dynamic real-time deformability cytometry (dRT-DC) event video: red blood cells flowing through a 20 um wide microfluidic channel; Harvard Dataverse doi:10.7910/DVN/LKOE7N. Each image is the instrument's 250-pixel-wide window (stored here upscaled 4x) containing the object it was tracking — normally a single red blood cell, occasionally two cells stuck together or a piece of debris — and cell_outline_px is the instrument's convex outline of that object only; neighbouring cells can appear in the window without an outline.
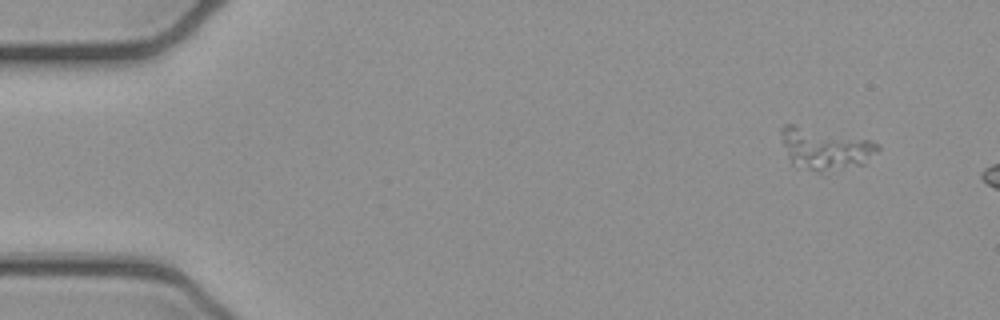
{"species": "common noctule bat (a hibernating species)", "species_latin": "Nyctalus noctula", "temperature_condition": "cold", "stored_images_in_passage": 4, "camera_frame_rate_fps": 3000, "um_per_image_px": 0.085, "animal": {"sex": "female", "body_mass_g": 21.9}, "frame": {"image": 1, "passage_image": 1, "time_ms": 0.0, "image_size_px": [1000, 320], "cell_outline_px": [[880, 148], [864, 164], [820, 172], [816, 172], [792, 164], [788, 156], [780, 132], [780, 128], [784, 124], [792, 124], [872, 140], [880, 144]], "centroid_in_image_um": [70.14, 12.62], "position_along_channel_um": 14.9, "area_um2": 23.18}}
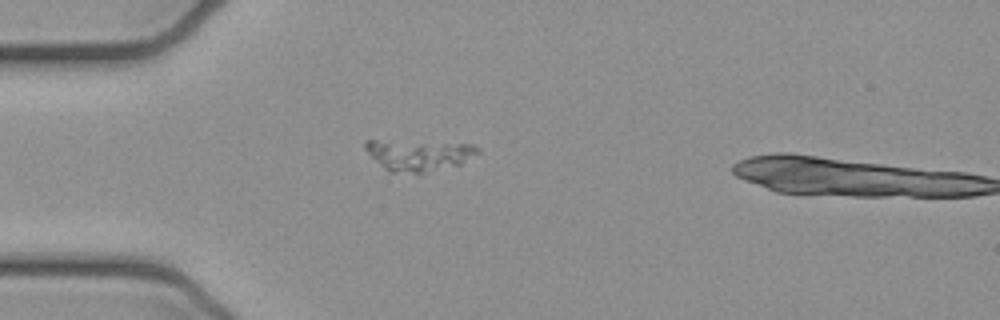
{"frame": {"image": 2, "passage_image": 3, "time_ms": 0.667, "image_size_px": [1000, 320], "cell_outline_px": [[480, 152], [460, 164], [420, 172], [388, 172], [364, 148], [364, 140], [376, 140], [472, 144], [480, 148]], "centroid_in_image_um": [35.58, 13.15], "position_along_channel_um": 49.4, "area_um2": 19.83}}